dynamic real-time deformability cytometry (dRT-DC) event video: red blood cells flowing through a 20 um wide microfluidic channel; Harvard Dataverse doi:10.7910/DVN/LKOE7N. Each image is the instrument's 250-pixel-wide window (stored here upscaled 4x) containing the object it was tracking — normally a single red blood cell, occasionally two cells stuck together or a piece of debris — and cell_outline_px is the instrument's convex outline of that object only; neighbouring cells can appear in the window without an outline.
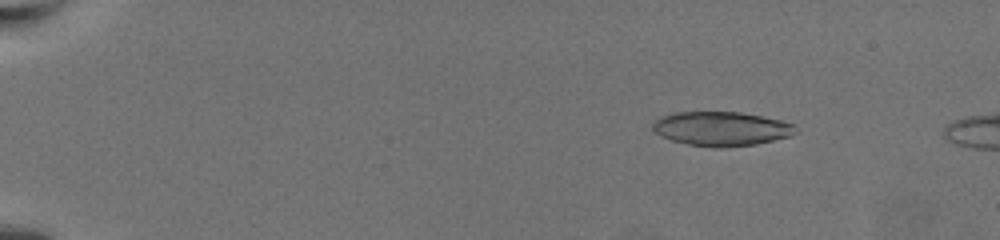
{"species": "common noctule bat (a hibernating species)", "species_latin": "Nyctalus noctula", "temperature_condition": "warm", "stored_images_in_passage": 65, "camera_frame_rate_fps": 3000, "um_per_image_px": 0.085, "animal": {"sex": "female", "body_mass_g": 19.5, "forearm_length_mm": 54.1}, "frame": {"image": 1, "passage_image": 11, "time_ms": 3.333, "image_size_px": [1000, 240], "cell_outline_px": [[800, 132], [792, 136], [756, 144], [728, 148], [716, 148], [688, 144], [672, 140], [660, 136], [652, 128], [652, 124], [660, 116], [676, 112], [740, 112], [780, 120], [796, 124]], "centroid_in_image_um": [61.37, 10.95], "position_along_channel_um": 23.6, "area_um2": 28.84}}